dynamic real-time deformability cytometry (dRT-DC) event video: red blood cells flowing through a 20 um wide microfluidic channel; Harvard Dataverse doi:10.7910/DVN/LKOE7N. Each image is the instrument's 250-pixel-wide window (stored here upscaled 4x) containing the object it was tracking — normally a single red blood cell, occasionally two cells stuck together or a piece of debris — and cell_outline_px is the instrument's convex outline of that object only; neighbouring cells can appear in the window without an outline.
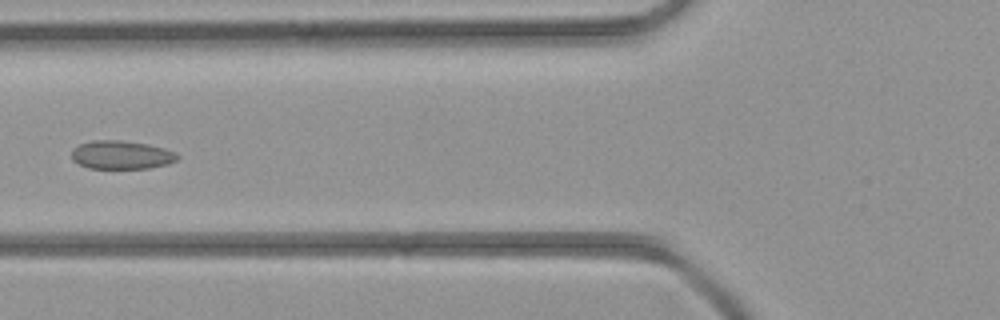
{"species": "common noctule bat (a hibernating species)", "species_latin": "Nyctalus noctula", "temperature_condition": "room temperature", "stored_images_in_passage": 5, "camera_frame_rate_fps": 3000, "um_per_image_px": 0.085, "animal": {"sex": "female", "body_mass_g": 21.9}, "frame": {"image": 1, "passage_image": 5, "time_ms": 5.333, "image_size_px": [1000, 320], "cell_outline_px": [[180, 156], [176, 160], [168, 164], [148, 168], [88, 168], [72, 160], [72, 148], [80, 144], [92, 140], [120, 140], [148, 144], [164, 148], [176, 152]], "centroid_in_image_um": [10.32, 13.16], "position_along_channel_um": 115.5, "area_um2": 17.57}}